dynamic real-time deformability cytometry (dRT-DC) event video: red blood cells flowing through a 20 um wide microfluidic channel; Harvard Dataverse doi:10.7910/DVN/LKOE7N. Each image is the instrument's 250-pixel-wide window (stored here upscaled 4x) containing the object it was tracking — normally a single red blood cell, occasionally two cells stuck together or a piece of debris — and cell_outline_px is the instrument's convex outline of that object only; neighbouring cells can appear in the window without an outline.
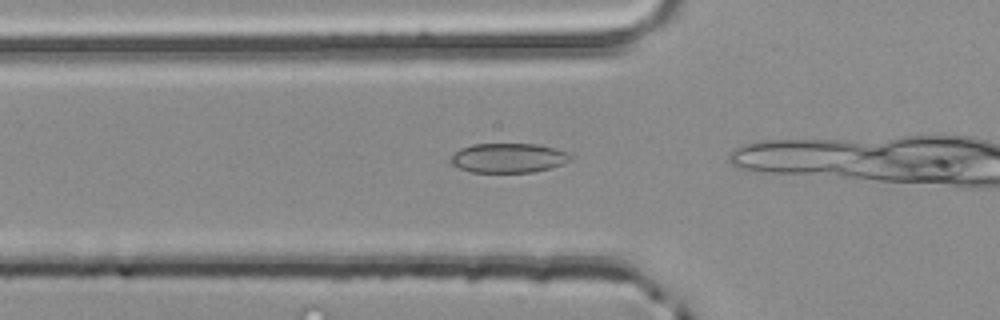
{"species": "common noctule bat (a hibernating species)", "species_latin": "Nyctalus noctula", "temperature_condition": "room temperature", "stored_images_in_passage": 15, "camera_frame_rate_fps": 3000, "um_per_image_px": 0.085, "animal": {"sex": "male", "body_mass_g": 20.4}, "frame": {"image": 1, "passage_image": 13, "time_ms": 4.0, "image_size_px": [1000, 320], "cell_outline_px": [[572, 160], [552, 168], [532, 172], [472, 172], [460, 168], [452, 164], [448, 160], [460, 148], [472, 144], [536, 144], [556, 148], [568, 152], [572, 156]], "centroid_in_image_um": [43.24, 13.42], "position_along_channel_um": 82.6, "area_um2": 20.69}}